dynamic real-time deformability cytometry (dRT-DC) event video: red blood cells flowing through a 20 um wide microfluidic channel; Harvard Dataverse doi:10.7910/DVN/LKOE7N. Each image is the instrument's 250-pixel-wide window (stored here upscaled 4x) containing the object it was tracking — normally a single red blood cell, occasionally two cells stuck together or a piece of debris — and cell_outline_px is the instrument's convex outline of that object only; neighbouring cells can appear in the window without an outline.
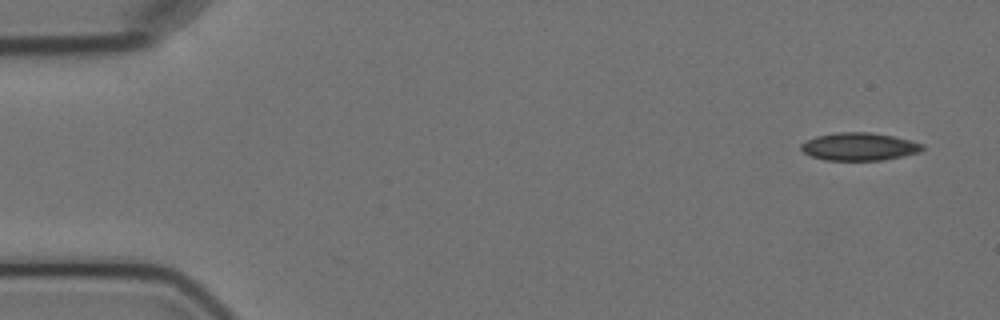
{"species": "Egyptian fruit bat (a non-hibernating species)", "species_latin": "Rousettus aegyptiacus", "temperature_condition": "cold", "stored_images_in_passage": 6, "camera_frame_rate_fps": 3000, "um_per_image_px": 0.085, "animal": {"sex": "female"}, "frame": {"image": 1, "passage_image": 1, "time_ms": 0.0, "image_size_px": [1000, 320], "cell_outline_px": [[924, 148], [920, 152], [904, 156], [884, 160], [824, 160], [812, 156], [804, 152], [800, 148], [800, 144], [816, 136], [836, 132], [868, 132], [892, 136], [924, 144]], "centroid_in_image_um": [73.04, 12.46], "position_along_channel_um": 12.0, "area_um2": 19.59}}
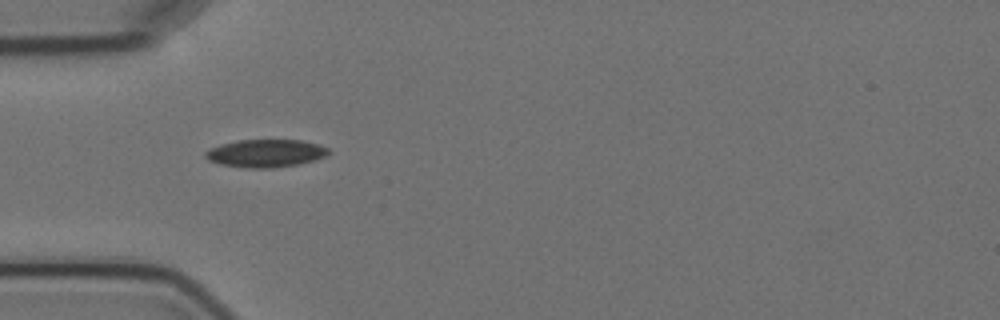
{"frame": {"image": 2, "passage_image": 5, "time_ms": 4.667, "image_size_px": [1000, 320], "cell_outline_px": [[332, 152], [324, 156], [300, 164], [276, 168], [244, 168], [220, 164], [208, 160], [204, 156], [204, 152], [220, 144], [236, 140], [300, 140], [320, 144], [328, 148]], "centroid_in_image_um": [22.58, 13.03], "position_along_channel_um": 62.4, "area_um2": 20.11}}
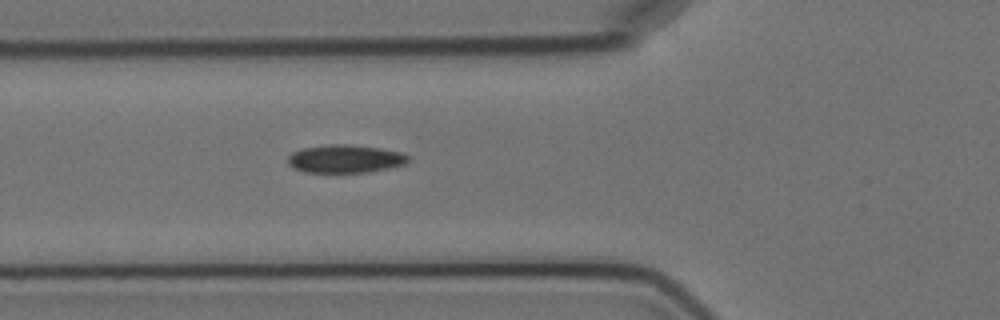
{"frame": {"image": 3, "passage_image": 6, "time_ms": 5.667, "image_size_px": [1000, 320], "cell_outline_px": [[408, 160], [404, 164], [388, 168], [368, 172], [304, 172], [292, 168], [288, 164], [288, 156], [292, 152], [304, 148], [332, 144], [344, 144], [380, 148], [400, 152], [408, 156]], "centroid_in_image_um": [29.3, 13.5], "position_along_channel_um": 96.5, "area_um2": 19.48}}